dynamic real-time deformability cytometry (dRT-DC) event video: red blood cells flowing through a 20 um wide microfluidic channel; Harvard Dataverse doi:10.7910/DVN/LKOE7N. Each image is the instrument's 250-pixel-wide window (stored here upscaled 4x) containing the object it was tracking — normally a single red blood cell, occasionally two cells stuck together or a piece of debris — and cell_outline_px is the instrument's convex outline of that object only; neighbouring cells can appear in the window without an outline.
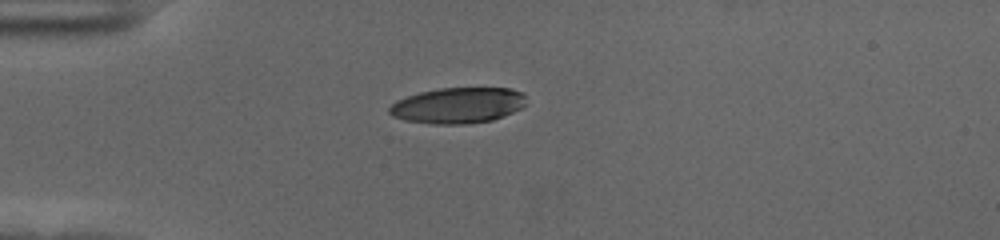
{"species": "human", "species_latin": "Homo sapiens", "temperature_condition": "cold", "stored_images_in_passage": 42, "camera_frame_rate_fps": 3000, "um_per_image_px": 0.085, "donor": {"sex": "female"}, "frame": {"image": 1, "passage_image": 1, "time_ms": 0.0, "image_size_px": [1000, 240], "cell_outline_px": [[524, 104], [520, 108], [504, 116], [492, 120], [464, 124], [432, 124], [404, 120], [392, 116], [388, 112], [388, 108], [396, 100], [420, 92], [440, 88], [512, 88], [524, 92]], "centroid_in_image_um": [38.9, 8.96], "position_along_channel_um": 46.1, "area_um2": 28.55}}
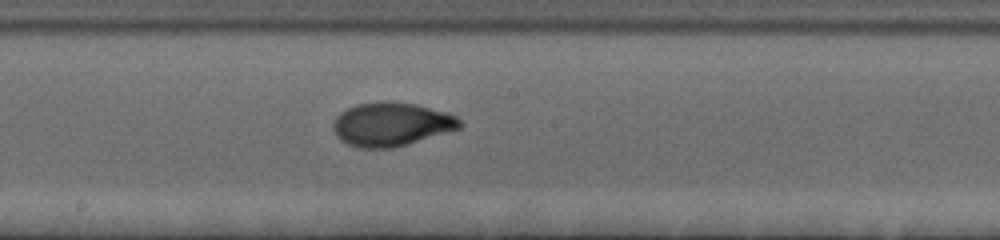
{"frame": {"image": 2, "passage_image": 17, "time_ms": 5.333, "image_size_px": [1000, 240], "cell_outline_px": [[464, 124], [460, 128], [408, 144], [392, 148], [360, 148], [348, 144], [340, 140], [336, 136], [332, 128], [332, 124], [336, 116], [340, 112], [356, 104], [384, 100], [388, 100], [416, 104], [448, 112], [456, 116]], "centroid_in_image_um": [33.25, 10.55], "position_along_channel_um": 214.9, "area_um2": 32.6}}
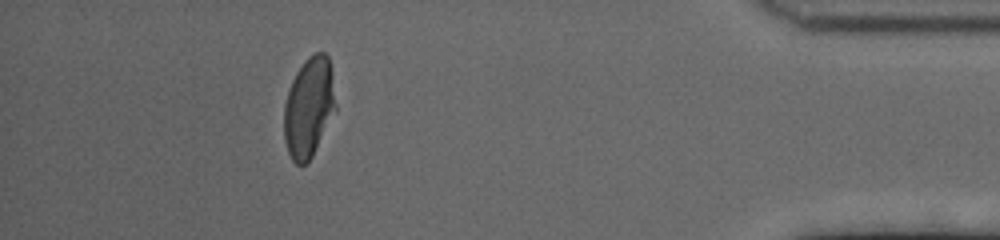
{"frame": {"image": 3, "passage_image": 37, "time_ms": 12.0, "image_size_px": [1000, 240], "cell_outline_px": [[336, 112], [312, 156], [304, 164], [296, 164], [292, 160], [288, 152], [284, 140], [284, 104], [292, 80], [296, 72], [304, 60], [308, 56], [316, 52], [324, 52], [328, 56], [332, 68], [336, 104]], "centroid_in_image_um": [26.27, 9.1], "position_along_channel_um": 408.9, "area_um2": 30.4}, "authors_computed_cell_mechanics": {"area_um2": 30.8652, "velocity_mm_per_s": 3.6124, "shape_relaxation_time_tau1_ms": 3.6362, "shape_relaxation_time_tau2_ms": 0.747, "deformation_change_tau1": 0.1973, "deformation_change_tau2": 0.0427}}